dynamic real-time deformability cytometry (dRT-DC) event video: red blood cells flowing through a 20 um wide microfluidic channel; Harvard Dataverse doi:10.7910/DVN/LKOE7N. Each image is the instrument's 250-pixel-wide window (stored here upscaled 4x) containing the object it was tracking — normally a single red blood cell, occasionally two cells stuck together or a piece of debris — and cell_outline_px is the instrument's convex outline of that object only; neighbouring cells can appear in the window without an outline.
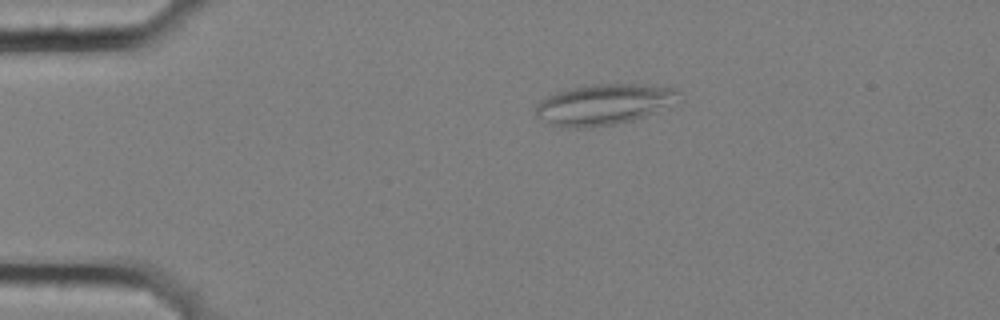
{"species": "common noctule bat (a hibernating species)", "species_latin": "Nyctalus noctula", "temperature_condition": "cold", "stored_images_in_passage": 4, "camera_frame_rate_fps": 3000, "um_per_image_px": 0.085, "animal": {"sex": "female", "body_mass_g": 25.1}, "frame": {"image": 1, "passage_image": 4, "time_ms": 1.0, "image_size_px": [1000, 320], "cell_outline_px": [[684, 104], [632, 120], [616, 124], [588, 128], [568, 128], [548, 124], [536, 116], [536, 104], [540, 100], [556, 92], [568, 88], [592, 84], [644, 84], [676, 88], [680, 92]], "centroid_in_image_um": [51.45, 8.88], "position_along_channel_um": 33.5, "area_um2": 35.14}}